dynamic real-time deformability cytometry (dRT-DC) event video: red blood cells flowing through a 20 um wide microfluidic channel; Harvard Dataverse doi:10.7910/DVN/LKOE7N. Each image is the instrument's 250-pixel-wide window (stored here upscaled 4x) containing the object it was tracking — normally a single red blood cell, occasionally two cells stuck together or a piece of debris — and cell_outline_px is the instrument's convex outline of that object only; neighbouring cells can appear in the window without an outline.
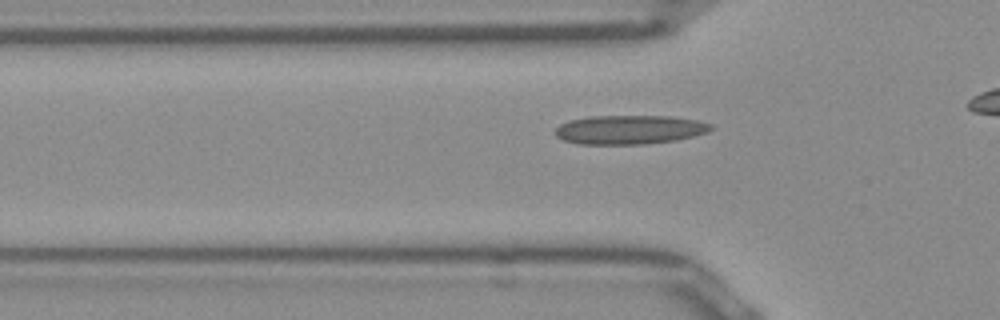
{"species": "Egyptian fruit bat (a non-hibernating species)", "species_latin": "Rousettus aegyptiacus", "temperature_condition": "room temperature", "stored_images_in_passage": 36, "camera_frame_rate_fps": 3000, "um_per_image_px": 0.085, "frame": {"image": 1, "passage_image": 11, "time_ms": 3.333, "image_size_px": [1000, 320], "cell_outline_px": [[716, 128], [708, 132], [676, 140], [644, 144], [580, 144], [564, 140], [556, 136], [552, 132], [560, 124], [568, 120], [588, 116], [668, 116], [696, 120], [712, 124]], "centroid_in_image_um": [53.49, 11.02], "position_along_channel_um": 72.3, "area_um2": 26.47}}
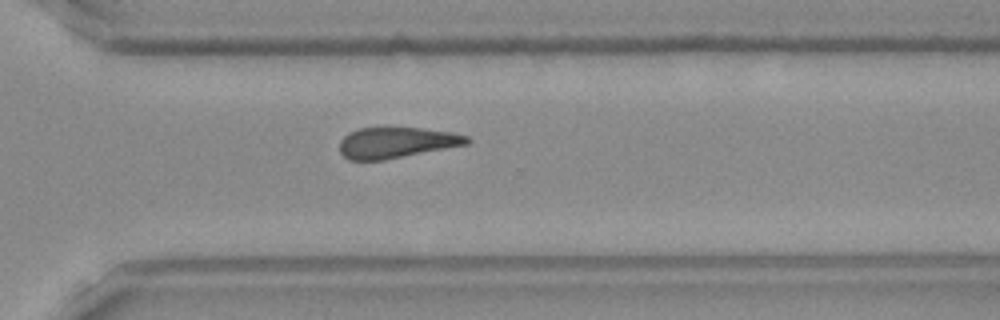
{"frame": {"image": 2, "passage_image": 31, "time_ms": 10.0, "image_size_px": [1000, 320], "cell_outline_px": [[472, 140], [468, 144], [384, 160], [348, 160], [340, 152], [340, 140], [348, 132], [360, 128], [420, 128], [452, 132], [468, 136]], "centroid_in_image_um": [33.7, 12.12], "position_along_channel_um": 336.9, "area_um2": 22.83}}
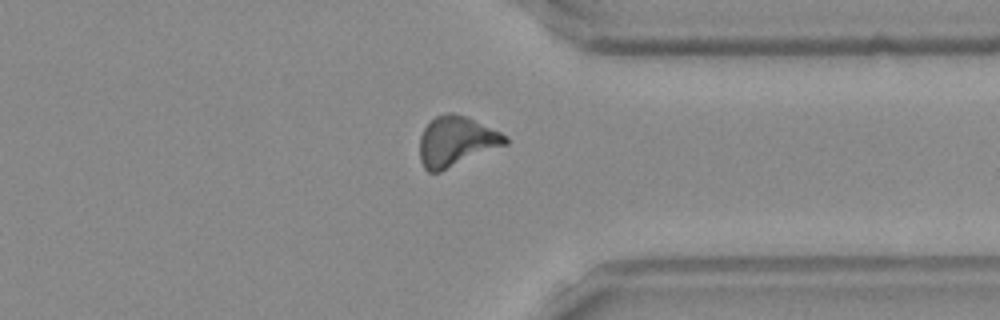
{"frame": {"image": 3, "passage_image": 34, "time_ms": 11.0, "image_size_px": [1000, 320], "cell_outline_px": [[508, 144], [440, 172], [428, 172], [424, 168], [420, 160], [420, 136], [424, 128], [436, 116], [448, 112], [452, 112], [468, 116], [508, 136]], "centroid_in_image_um": [38.79, 12.01], "position_along_channel_um": 372.6, "area_um2": 25.09}}